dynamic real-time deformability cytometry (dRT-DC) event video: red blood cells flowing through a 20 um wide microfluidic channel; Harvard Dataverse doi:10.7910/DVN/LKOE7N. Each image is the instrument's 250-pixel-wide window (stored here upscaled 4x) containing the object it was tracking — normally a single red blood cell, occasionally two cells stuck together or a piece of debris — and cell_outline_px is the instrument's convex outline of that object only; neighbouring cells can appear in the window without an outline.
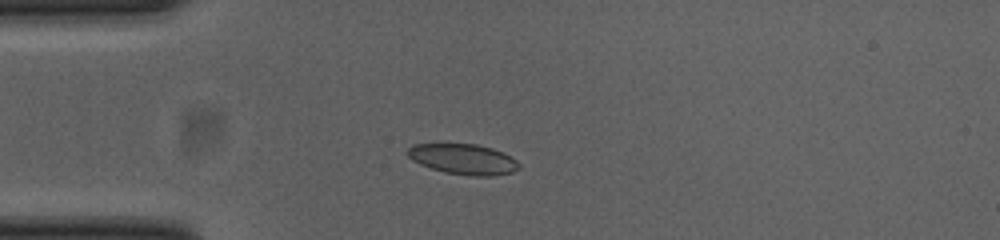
{"species": "common noctule bat (a hibernating species)", "species_latin": "Nyctalus noctula", "temperature_condition": "cold", "stored_images_in_passage": 40, "camera_frame_rate_fps": 3000, "um_per_image_px": 0.085, "animal": {"sex": "female", "body_mass_g": 23.0, "forearm_length_mm": 53.4}, "frame": {"image": 1, "passage_image": 1, "time_ms": 0.0, "image_size_px": [1000, 240], "cell_outline_px": [[520, 168], [512, 172], [492, 176], [472, 176], [444, 172], [420, 164], [412, 160], [408, 156], [408, 148], [412, 144], [476, 144], [492, 148], [504, 152], [516, 160], [520, 164]], "centroid_in_image_um": [39.4, 13.53], "position_along_channel_um": 45.6, "area_um2": 19.77}}
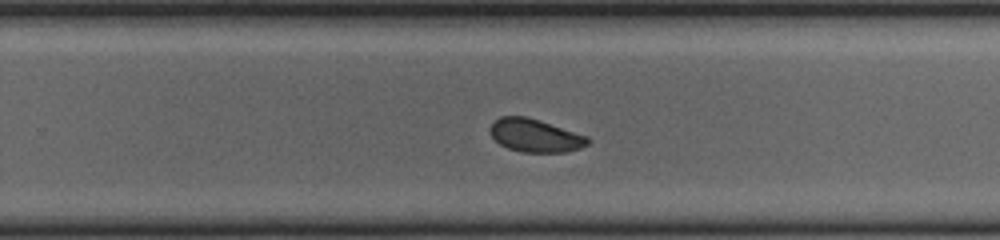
{"frame": {"image": 2, "passage_image": 21, "time_ms": 6.667, "image_size_px": [1000, 240], "cell_outline_px": [[592, 140], [588, 144], [580, 148], [564, 152], [520, 152], [508, 148], [500, 144], [488, 132], [488, 128], [500, 116], [528, 116], [588, 136]], "centroid_in_image_um": [45.49, 11.51], "position_along_channel_um": 284.3, "area_um2": 18.96}}
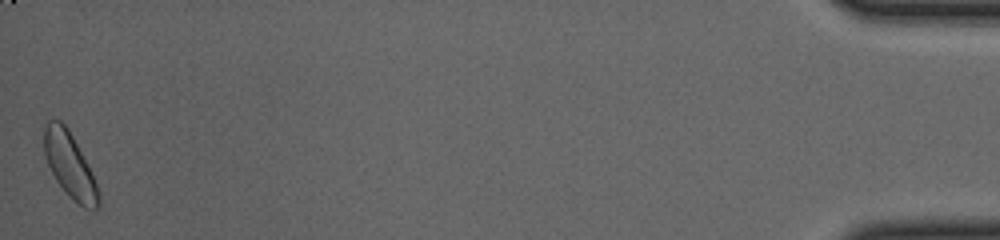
{"frame": {"image": 3, "passage_image": 40, "time_ms": 13.0, "image_size_px": [1000, 240], "cell_outline_px": [[100, 208], [92, 212], [84, 208], [72, 200], [56, 180], [44, 156], [44, 128], [48, 120], [60, 120], [68, 128], [100, 192]], "centroid_in_image_um": [5.93, 14.11], "position_along_channel_um": 429.3, "area_um2": 20.35}, "authors_computed_cell_mechanics": {"area_um2": 19.5653, "velocity_mm_per_s": 3.8279, "shape_relaxation_time_tau1_ms": 2.8268, "shape_relaxation_time_tau2_ms": null, "deformation_change_tau1": 0.0811, "deformation_change_tau2": null}}